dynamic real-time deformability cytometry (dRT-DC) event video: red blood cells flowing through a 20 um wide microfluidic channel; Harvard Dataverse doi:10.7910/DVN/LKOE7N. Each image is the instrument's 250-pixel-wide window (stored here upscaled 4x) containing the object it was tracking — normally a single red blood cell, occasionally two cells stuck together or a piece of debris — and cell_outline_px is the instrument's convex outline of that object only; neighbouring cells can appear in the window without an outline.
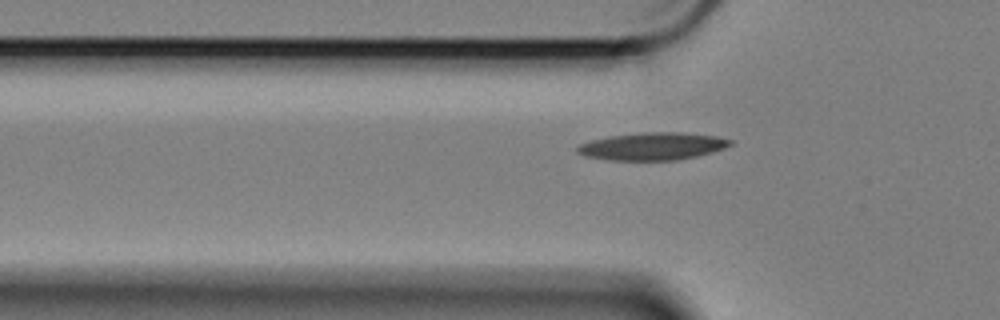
{"species": "Egyptian fruit bat (a non-hibernating species)", "species_latin": "Rousettus aegyptiacus", "temperature_condition": "cold", "stored_images_in_passage": 43, "camera_frame_rate_fps": 3000, "um_per_image_px": 0.085, "animal": {"sex": "female"}, "frame": {"image": 1, "passage_image": 3, "time_ms": 0.667, "image_size_px": [1000, 320], "cell_outline_px": [[732, 144], [724, 148], [712, 152], [696, 156], [676, 160], [612, 160], [588, 156], [576, 152], [576, 148], [580, 144], [592, 140], [608, 136], [644, 132], [684, 132], [716, 136], [732, 140]], "centroid_in_image_um": [55.48, 12.42], "position_along_channel_um": 70.3, "area_um2": 24.39}}
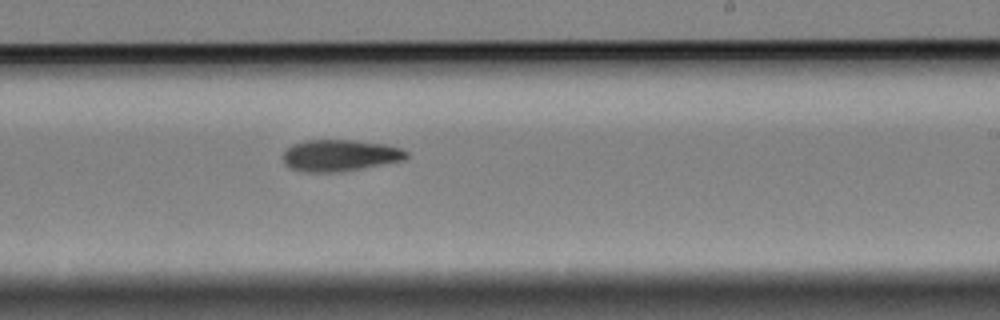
{"frame": {"image": 2, "passage_image": 20, "time_ms": 6.333, "image_size_px": [1000, 320], "cell_outline_px": [[408, 156], [404, 160], [360, 168], [336, 172], [308, 172], [292, 168], [284, 164], [284, 152], [292, 144], [304, 140], [352, 140], [384, 144], [400, 148], [408, 152]], "centroid_in_image_um": [28.88, 13.2], "position_along_channel_um": 260.1, "area_um2": 22.43}}
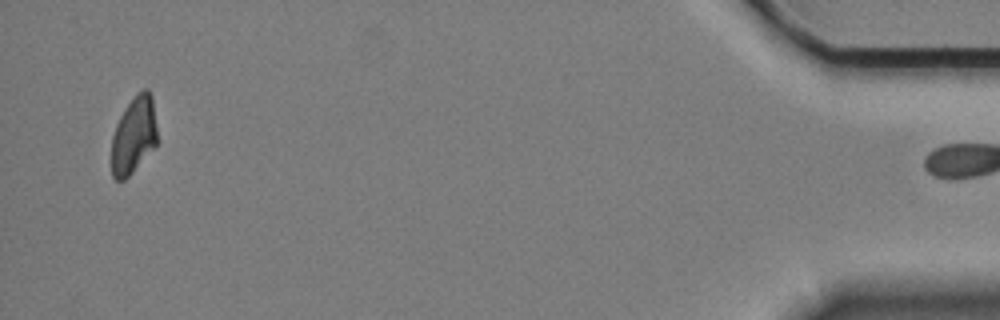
{"frame": {"image": 3, "passage_image": 42, "time_ms": 13.667, "image_size_px": [1000, 320], "cell_outline_px": [[156, 144], [132, 172], [124, 180], [116, 180], [112, 176], [112, 136], [116, 124], [124, 108], [136, 92], [144, 88], [148, 88], [152, 96], [156, 128]], "centroid_in_image_um": [11.35, 11.45], "position_along_channel_um": 423.8, "area_um2": 20.35}}